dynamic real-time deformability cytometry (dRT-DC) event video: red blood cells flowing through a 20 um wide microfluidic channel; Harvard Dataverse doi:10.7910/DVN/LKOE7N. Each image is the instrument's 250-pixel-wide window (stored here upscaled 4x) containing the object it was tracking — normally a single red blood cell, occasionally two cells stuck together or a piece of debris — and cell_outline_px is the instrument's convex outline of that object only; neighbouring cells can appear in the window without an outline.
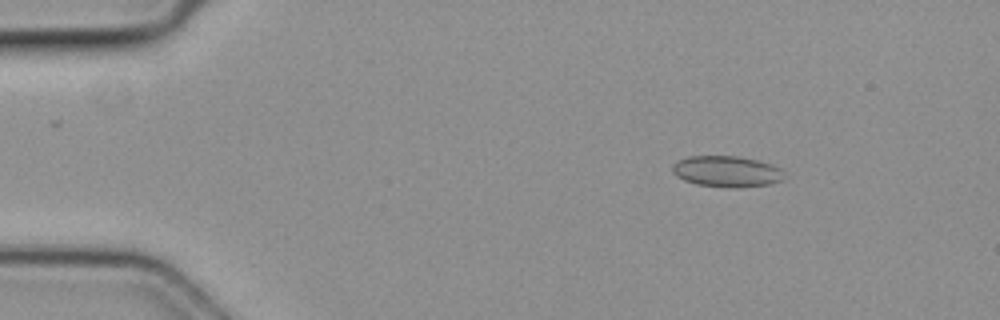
{"species": "common noctule bat (a hibernating species)", "species_latin": "Nyctalus noctula", "temperature_condition": "cold", "stored_images_in_passage": 14, "camera_frame_rate_fps": 3000, "um_per_image_px": 0.085, "animal": {"sex": "female", "body_mass_g": 19.3, "forearm_length_mm": 54.1}, "frame": {"image": 1, "passage_image": 8, "time_ms": 2.333, "image_size_px": [1000, 320], "cell_outline_px": [[784, 180], [772, 184], [740, 188], [732, 188], [696, 184], [684, 180], [676, 176], [672, 172], [672, 164], [688, 156], [736, 156], [756, 160], [772, 164], [780, 168], [784, 172]], "centroid_in_image_um": [61.8, 14.58], "position_along_channel_um": 23.2, "area_um2": 20.46}}